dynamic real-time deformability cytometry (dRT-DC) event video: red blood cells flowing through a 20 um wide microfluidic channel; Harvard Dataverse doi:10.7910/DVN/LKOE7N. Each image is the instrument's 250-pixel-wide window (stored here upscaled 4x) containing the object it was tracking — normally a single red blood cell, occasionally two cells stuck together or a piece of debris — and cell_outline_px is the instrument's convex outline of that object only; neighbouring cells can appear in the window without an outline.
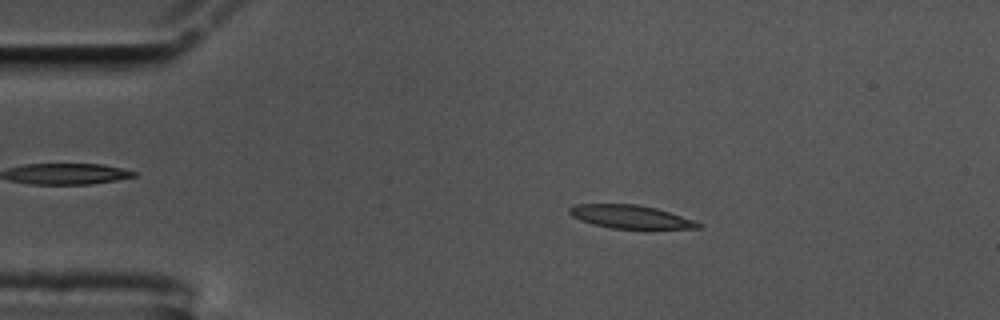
{"species": "common noctule bat (a hibernating species)", "species_latin": "Nyctalus noctula", "temperature_condition": "cold", "stored_images_in_passage": 56, "camera_frame_rate_fps": 3000, "um_per_image_px": 0.085, "animal": {"sex": "male", "body_mass_g": 17.5, "forearm_length_mm": 52.3}, "frame": {"image": 1, "passage_image": 10, "time_ms": 3.0, "image_size_px": [1000, 320], "cell_outline_px": [[704, 224], [700, 228], [648, 232], [612, 228], [592, 224], [580, 220], [572, 216], [568, 212], [568, 208], [576, 204], [636, 204], [656, 208], [696, 220]], "centroid_in_image_um": [53.73, 18.49], "position_along_channel_um": 31.3, "area_um2": 18.67}}
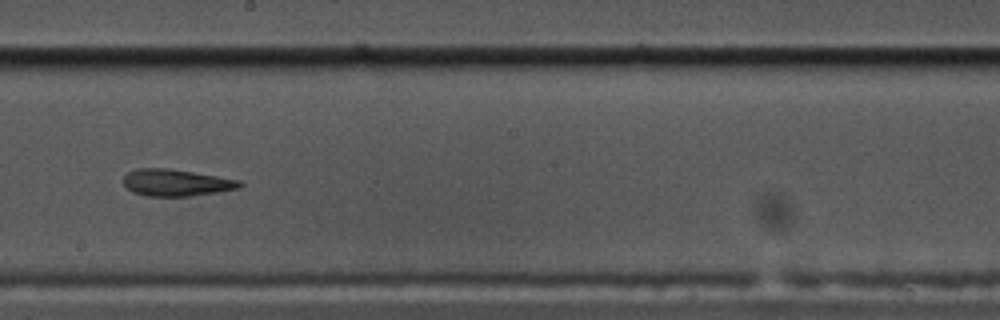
{"frame": {"image": 2, "passage_image": 31, "time_ms": 10.0, "image_size_px": [1000, 320], "cell_outline_px": [[244, 184], [240, 188], [216, 192], [188, 196], [148, 196], [132, 192], [124, 184], [124, 176], [128, 172], [136, 168], [168, 168], [240, 180]], "centroid_in_image_um": [14.96, 15.52], "position_along_channel_um": 233.2, "area_um2": 18.03}}
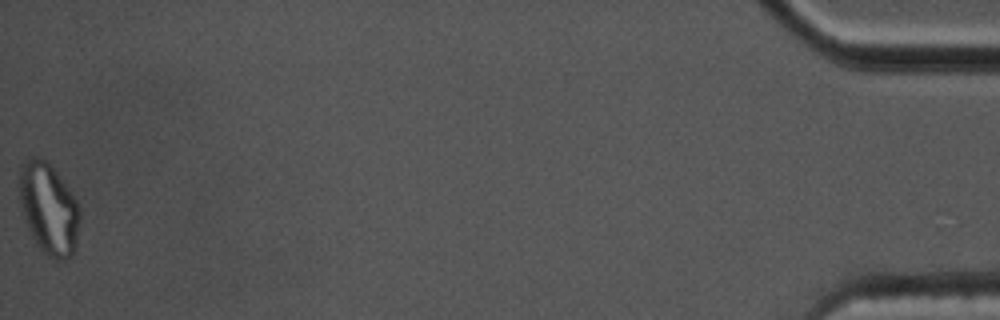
{"frame": {"image": 3, "passage_image": 56, "time_ms": 18.333, "image_size_px": [1000, 320], "cell_outline_px": [[80, 220], [76, 248], [72, 256], [64, 260], [56, 260], [48, 256], [36, 244], [28, 228], [24, 216], [20, 200], [20, 168], [32, 156], [40, 156], [56, 172], [72, 192], [80, 208]], "centroid_in_image_um": [4.18, 17.78], "position_along_channel_um": 431.0, "area_um2": 32.02}, "authors_computed_cell_mechanics": {"area_um2": 18.3226, "velocity_mm_per_s": 3.5541, "shape_relaxation_time_tau1_ms": 6.5151, "shape_relaxation_time_tau2_ms": 2.179, "deformation_change_tau1": 0.2444, "deformation_change_tau2": 0.1159}}